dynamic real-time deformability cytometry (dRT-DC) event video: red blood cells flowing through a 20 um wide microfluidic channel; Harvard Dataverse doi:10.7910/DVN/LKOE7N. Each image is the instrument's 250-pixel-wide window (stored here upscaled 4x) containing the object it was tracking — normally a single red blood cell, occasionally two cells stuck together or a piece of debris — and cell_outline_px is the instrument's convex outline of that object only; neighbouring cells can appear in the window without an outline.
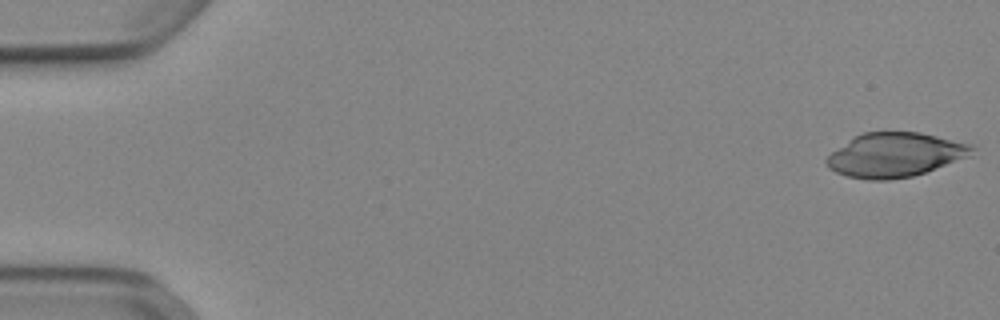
{"species": "Egyptian fruit bat (a non-hibernating species)", "species_latin": "Rousettus aegyptiacus", "temperature_condition": "cold", "stored_images_in_passage": 51, "camera_frame_rate_fps": 3000, "um_per_image_px": 0.085, "animal": {"sex": "female"}, "frame": {"image": 1, "passage_image": 1, "time_ms": 0.0, "image_size_px": [1000, 320], "cell_outline_px": [[976, 148], [972, 156], [912, 176], [888, 180], [868, 180], [848, 176], [836, 172], [828, 168], [824, 160], [832, 152], [856, 136], [864, 132], [920, 132], [972, 144]], "centroid_in_image_um": [76.12, 13.17], "position_along_channel_um": 8.9, "area_um2": 37.4}}